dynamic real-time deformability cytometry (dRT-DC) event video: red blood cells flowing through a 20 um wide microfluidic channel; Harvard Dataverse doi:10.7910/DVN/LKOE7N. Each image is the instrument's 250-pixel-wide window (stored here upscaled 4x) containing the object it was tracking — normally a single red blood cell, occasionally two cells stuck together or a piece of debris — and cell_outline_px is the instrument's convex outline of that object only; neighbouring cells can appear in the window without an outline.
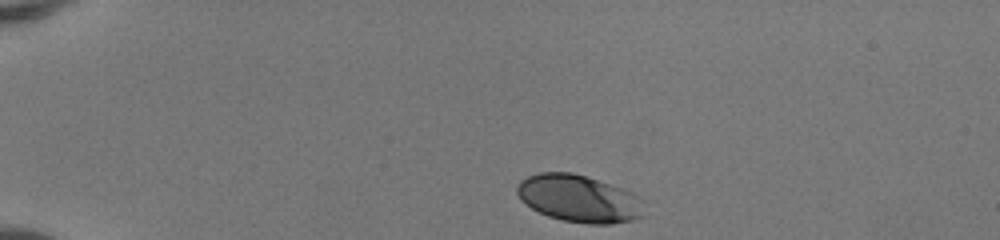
{"species": "human", "species_latin": "Homo sapiens", "temperature_condition": "room temperature", "stored_images_in_passage": 35, "camera_frame_rate_fps": 3000, "um_per_image_px": 0.085, "donor": {"sex": "female"}, "frame": {"image": 1, "passage_image": 1, "time_ms": 0.0, "image_size_px": [1000, 240], "cell_outline_px": [[644, 216], [632, 220], [612, 224], [588, 224], [564, 220], [548, 216], [524, 204], [520, 200], [516, 192], [516, 184], [520, 180], [528, 176], [540, 172], [572, 172], [632, 192], [640, 196]], "centroid_in_image_um": [49.18, 16.88], "position_along_channel_um": 35.8, "area_um2": 34.97}}
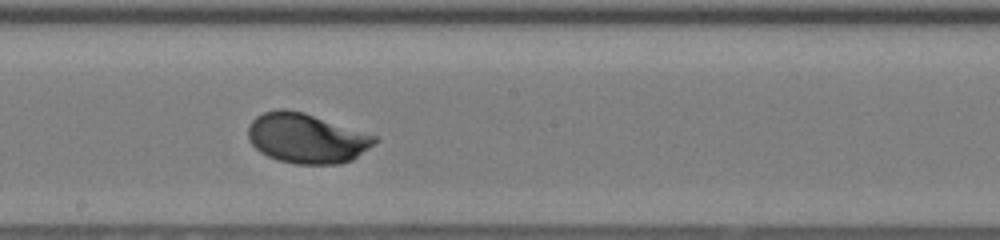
{"frame": {"image": 2, "passage_image": 20, "time_ms": 6.333, "image_size_px": [1000, 240], "cell_outline_px": [[380, 140], [352, 160], [340, 164], [296, 164], [276, 160], [260, 152], [248, 140], [248, 128], [252, 120], [256, 116], [264, 112], [276, 108], [284, 108], [304, 112], [376, 136]], "centroid_in_image_um": [26.04, 11.75], "position_along_channel_um": 222.2, "area_um2": 36.88}}
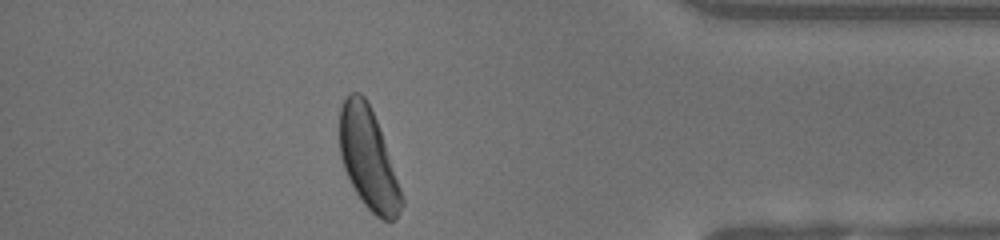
{"frame": {"image": 3, "passage_image": 35, "time_ms": 11.333, "image_size_px": [1000, 240], "cell_outline_px": [[404, 204], [396, 220], [380, 220], [360, 200], [344, 168], [340, 156], [340, 108], [348, 92], [360, 92], [364, 96], [376, 120], [404, 196]], "centroid_in_image_um": [31.32, 13.53], "position_along_channel_um": 403.9, "area_um2": 36.18}, "authors_computed_cell_mechanics": {"area_um2": 35.258, "velocity_mm_per_s": 4.1406, "shape_relaxation_time_tau1_ms": 2.2047, "shape_relaxation_time_tau2_ms": null, "deformation_change_tau1": 0.1431, "deformation_change_tau2": null}}